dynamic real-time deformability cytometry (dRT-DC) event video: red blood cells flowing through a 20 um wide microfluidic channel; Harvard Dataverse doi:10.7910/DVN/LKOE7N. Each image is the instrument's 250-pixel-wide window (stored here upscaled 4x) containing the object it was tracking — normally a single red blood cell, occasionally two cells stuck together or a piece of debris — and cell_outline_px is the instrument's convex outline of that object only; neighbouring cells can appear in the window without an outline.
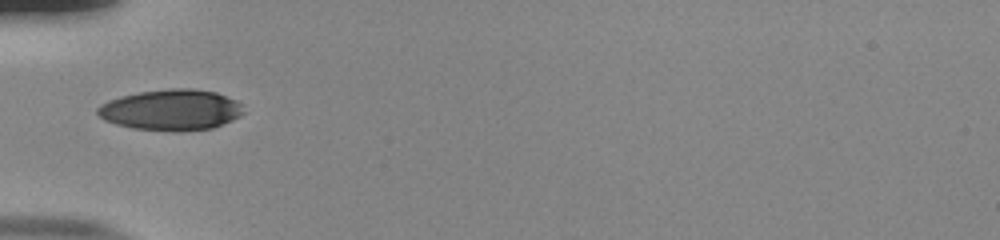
{"species": "human", "species_latin": "Homo sapiens", "temperature_condition": "room temperature", "stored_images_in_passage": 36, "camera_frame_rate_fps": 3000, "um_per_image_px": 0.085, "donor": {"sex": "male"}, "frame": {"image": 1, "passage_image": 1, "time_ms": 0.0, "image_size_px": [1000, 240], "cell_outline_px": [[244, 112], [240, 116], [232, 120], [212, 128], [180, 132], [172, 132], [132, 128], [116, 124], [104, 120], [96, 112], [96, 108], [100, 104], [108, 100], [120, 96], [140, 92], [172, 88], [192, 88], [216, 92], [236, 100], [240, 104]], "centroid_in_image_um": [14.53, 9.35], "position_along_channel_um": 70.5, "area_um2": 35.03}}
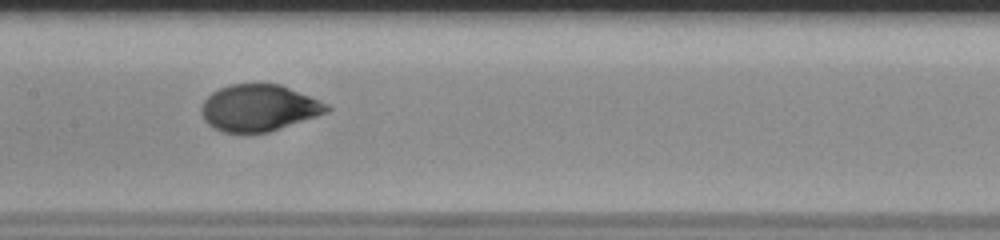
{"frame": {"image": 2, "passage_image": 10, "time_ms": 3.0, "image_size_px": [1000, 240], "cell_outline_px": [[332, 108], [328, 112], [268, 132], [220, 132], [212, 128], [204, 120], [200, 112], [200, 108], [204, 100], [212, 92], [220, 88], [232, 84], [280, 84], [328, 104]], "centroid_in_image_um": [21.96, 9.17], "position_along_channel_um": 185.4, "area_um2": 33.87}}
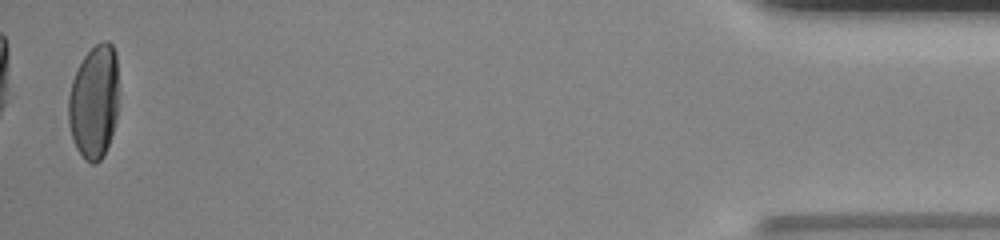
{"frame": {"image": 3, "passage_image": 35, "time_ms": 11.333, "image_size_px": [1000, 240], "cell_outline_px": [[116, 116], [112, 136], [104, 156], [96, 164], [92, 164], [84, 160], [76, 148], [72, 140], [68, 120], [68, 96], [72, 80], [84, 56], [96, 44], [104, 40], [108, 40], [112, 44], [116, 52]], "centroid_in_image_um": [7.97, 8.7], "position_along_channel_um": 427.2, "area_um2": 33.29}, "authors_computed_cell_mechanics": {"area_um2": 34.6222, "velocity_mm_per_s": 3.8432, "shape_relaxation_time_tau1_ms": 3.9209, "shape_relaxation_time_tau2_ms": null, "deformation_change_tau1": 0.1831, "deformation_change_tau2": null}}